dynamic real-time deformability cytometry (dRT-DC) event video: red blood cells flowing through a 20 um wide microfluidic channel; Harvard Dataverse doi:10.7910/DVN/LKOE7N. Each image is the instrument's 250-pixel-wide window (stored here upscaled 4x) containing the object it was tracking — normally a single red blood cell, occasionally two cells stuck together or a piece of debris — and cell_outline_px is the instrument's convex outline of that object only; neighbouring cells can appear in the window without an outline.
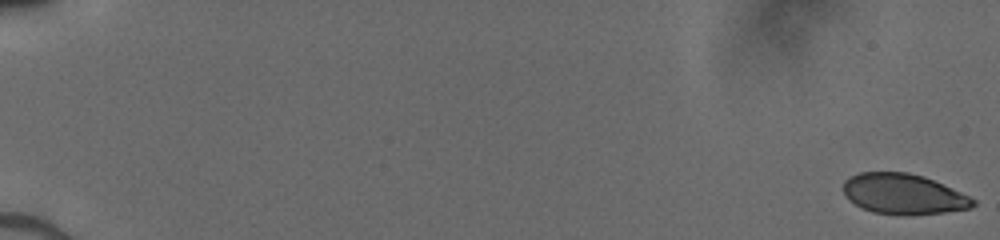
{"species": "human", "species_latin": "Homo sapiens", "temperature_condition": "cold", "stored_images_in_passage": 52, "camera_frame_rate_fps": 3000, "um_per_image_px": 0.085, "donor": {"sex": "male"}, "frame": {"image": 1, "passage_image": 1, "time_ms": 0.0, "image_size_px": [1000, 240], "cell_outline_px": [[976, 204], [972, 208], [944, 212], [908, 216], [904, 216], [872, 212], [860, 208], [844, 192], [844, 180], [848, 176], [860, 172], [908, 172], [924, 176], [960, 192], [976, 200]], "centroid_in_image_um": [76.8, 16.5], "position_along_channel_um": 8.2, "area_um2": 30.63}}
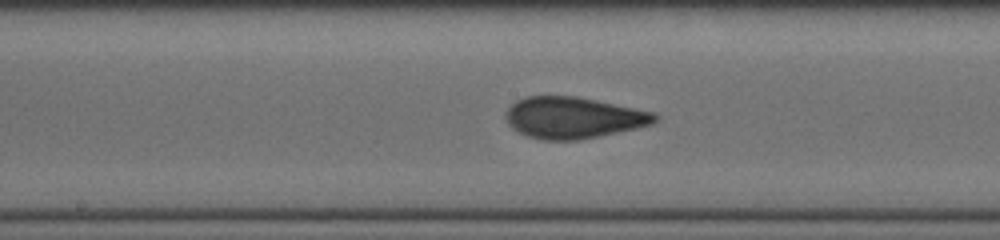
{"frame": {"image": 2, "passage_image": 30, "time_ms": 9.667, "image_size_px": [1000, 240], "cell_outline_px": [[660, 116], [652, 124], [636, 128], [600, 136], [580, 140], [540, 140], [528, 136], [512, 128], [508, 124], [504, 116], [504, 112], [516, 100], [528, 96], [576, 96], [656, 112]], "centroid_in_image_um": [48.73, 10.0], "position_along_channel_um": 199.5, "area_um2": 36.18}}
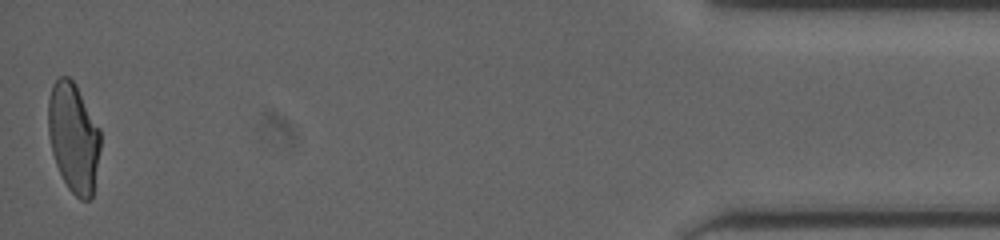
{"frame": {"image": 3, "passage_image": 52, "time_ms": 17.0, "image_size_px": [1000, 240], "cell_outline_px": [[100, 148], [92, 196], [88, 200], [80, 200], [68, 188], [56, 164], [52, 152], [48, 136], [48, 100], [52, 84], [56, 76], [68, 76], [76, 84], [100, 128]], "centroid_in_image_um": [6.24, 11.64], "position_along_channel_um": 429.0, "area_um2": 33.47}}